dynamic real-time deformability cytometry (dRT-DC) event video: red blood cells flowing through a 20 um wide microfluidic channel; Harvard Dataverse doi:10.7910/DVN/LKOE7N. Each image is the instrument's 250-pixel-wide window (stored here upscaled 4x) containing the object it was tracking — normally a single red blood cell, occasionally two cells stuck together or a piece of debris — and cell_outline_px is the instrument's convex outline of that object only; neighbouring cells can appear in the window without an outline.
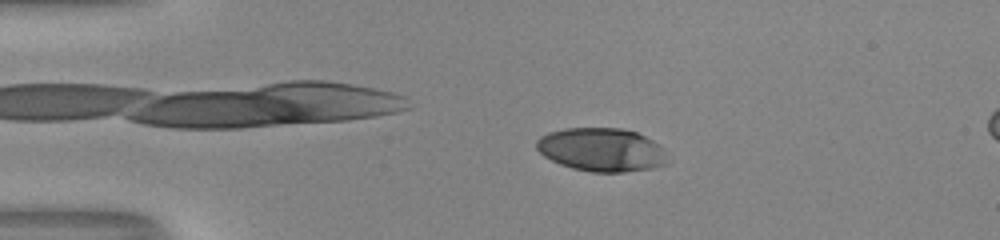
{"species": "human", "species_latin": "Homo sapiens", "temperature_condition": "room temperature", "stored_images_in_passage": 52, "camera_frame_rate_fps": 3000, "um_per_image_px": 0.085, "donor": {"sex": "male"}, "frame": {"image": 1, "passage_image": 11, "time_ms": 3.333, "image_size_px": [1000, 240], "cell_outline_px": [[664, 164], [652, 168], [624, 172], [592, 172], [572, 168], [560, 164], [544, 156], [536, 148], [536, 140], [540, 136], [548, 132], [564, 128], [620, 128], [636, 132], [660, 144], [664, 148]], "centroid_in_image_um": [51.09, 12.72], "position_along_channel_um": 33.9, "area_um2": 33.06}}
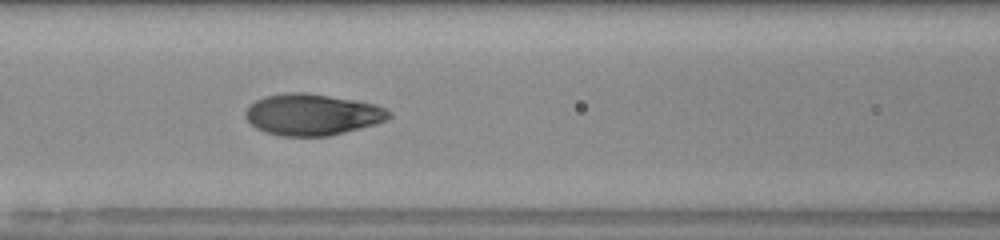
{"frame": {"image": 2, "passage_image": 23, "time_ms": 7.333, "image_size_px": [1000, 240], "cell_outline_px": [[392, 116], [376, 124], [328, 136], [280, 136], [256, 128], [244, 116], [244, 112], [256, 100], [264, 96], [288, 92], [308, 92], [356, 100], [376, 104], [392, 112]], "centroid_in_image_um": [26.55, 9.72], "position_along_channel_um": 140.0, "area_um2": 34.62}}
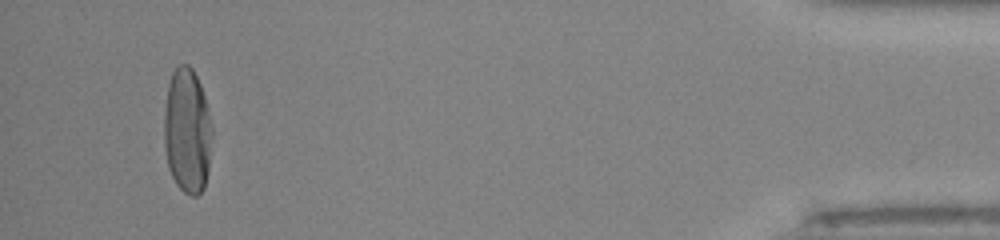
{"frame": {"image": 3, "passage_image": 49, "time_ms": 16.0, "image_size_px": [1000, 240], "cell_outline_px": [[212, 136], [208, 172], [204, 188], [196, 196], [192, 196], [184, 192], [176, 184], [168, 168], [164, 148], [164, 108], [168, 84], [172, 72], [176, 64], [188, 64], [192, 68], [200, 84], [204, 96], [212, 128]], "centroid_in_image_um": [15.9, 11.12], "position_along_channel_um": 419.3, "area_um2": 35.32}, "authors_computed_cell_mechanics": {"area_um2": 34.5355, "velocity_mm_per_s": 4.0612, "shape_relaxation_time_tau1_ms": 3.7464, "shape_relaxation_time_tau2_ms": null, "deformation_change_tau1": 0.208, "deformation_change_tau2": null}}